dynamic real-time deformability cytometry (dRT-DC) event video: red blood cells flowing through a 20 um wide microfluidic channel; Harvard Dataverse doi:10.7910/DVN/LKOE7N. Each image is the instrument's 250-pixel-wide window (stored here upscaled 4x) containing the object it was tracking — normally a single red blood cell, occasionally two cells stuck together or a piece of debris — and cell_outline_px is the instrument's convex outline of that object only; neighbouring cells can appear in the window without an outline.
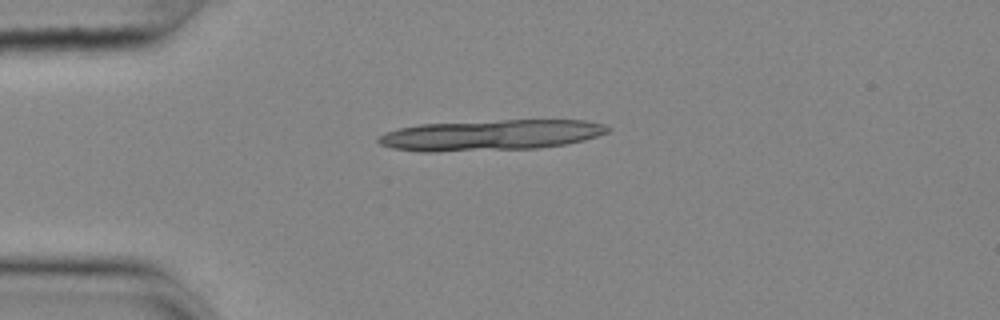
{"species": "common noctule bat (a hibernating species)", "species_latin": "Nyctalus noctula", "temperature_condition": "cold", "stored_images_in_passage": 7, "camera_frame_rate_fps": 3000, "um_per_image_px": 0.085, "animal": {"sex": "female", "body_mass_g": 25.1}, "frame": {"image": 1, "passage_image": 1, "time_ms": 0.0, "image_size_px": [1000, 320], "cell_outline_px": [[612, 128], [608, 132], [584, 140], [568, 144], [540, 148], [436, 152], [420, 152], [392, 148], [380, 144], [376, 140], [376, 136], [400, 128], [420, 124], [500, 120], [584, 120], [604, 124]], "centroid_in_image_um": [41.71, 11.49], "position_along_channel_um": 43.3, "area_um2": 41.33}}